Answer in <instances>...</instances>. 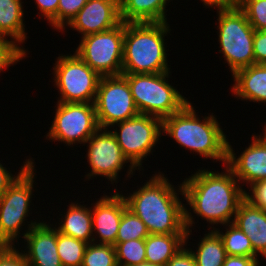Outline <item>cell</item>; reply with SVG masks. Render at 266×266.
Listing matches in <instances>:
<instances>
[{
	"mask_svg": "<svg viewBox=\"0 0 266 266\" xmlns=\"http://www.w3.org/2000/svg\"><path fill=\"white\" fill-rule=\"evenodd\" d=\"M221 173L198 169L194 174L184 179L182 184L185 203V226L192 231L195 224L193 213L205 219L211 225L233 223L241 201L245 198L246 190L242 189L238 179L225 165ZM189 205V209L186 206ZM189 209V210H188Z\"/></svg>",
	"mask_w": 266,
	"mask_h": 266,
	"instance_id": "obj_1",
	"label": "cell"
},
{
	"mask_svg": "<svg viewBox=\"0 0 266 266\" xmlns=\"http://www.w3.org/2000/svg\"><path fill=\"white\" fill-rule=\"evenodd\" d=\"M175 188L163 173L156 172L142 187L124 196L128 209L141 219L150 234H186L182 184Z\"/></svg>",
	"mask_w": 266,
	"mask_h": 266,
	"instance_id": "obj_2",
	"label": "cell"
},
{
	"mask_svg": "<svg viewBox=\"0 0 266 266\" xmlns=\"http://www.w3.org/2000/svg\"><path fill=\"white\" fill-rule=\"evenodd\" d=\"M190 101L178 112L162 120V134L181 147L201 157L227 163V142L223 129L214 113L202 118ZM227 138V139H226Z\"/></svg>",
	"mask_w": 266,
	"mask_h": 266,
	"instance_id": "obj_3",
	"label": "cell"
},
{
	"mask_svg": "<svg viewBox=\"0 0 266 266\" xmlns=\"http://www.w3.org/2000/svg\"><path fill=\"white\" fill-rule=\"evenodd\" d=\"M168 22L124 23L122 74L170 72L165 36Z\"/></svg>",
	"mask_w": 266,
	"mask_h": 266,
	"instance_id": "obj_4",
	"label": "cell"
},
{
	"mask_svg": "<svg viewBox=\"0 0 266 266\" xmlns=\"http://www.w3.org/2000/svg\"><path fill=\"white\" fill-rule=\"evenodd\" d=\"M170 73L122 74L129 83L135 106L140 114L163 120L180 111L189 102L177 88L168 83Z\"/></svg>",
	"mask_w": 266,
	"mask_h": 266,
	"instance_id": "obj_5",
	"label": "cell"
},
{
	"mask_svg": "<svg viewBox=\"0 0 266 266\" xmlns=\"http://www.w3.org/2000/svg\"><path fill=\"white\" fill-rule=\"evenodd\" d=\"M218 42L232 75L254 64V28L236 3L217 10Z\"/></svg>",
	"mask_w": 266,
	"mask_h": 266,
	"instance_id": "obj_6",
	"label": "cell"
},
{
	"mask_svg": "<svg viewBox=\"0 0 266 266\" xmlns=\"http://www.w3.org/2000/svg\"><path fill=\"white\" fill-rule=\"evenodd\" d=\"M35 164L32 163L18 179L0 195V246H16L22 226L26 225L34 190ZM21 229V230H20ZM17 241H16V240Z\"/></svg>",
	"mask_w": 266,
	"mask_h": 266,
	"instance_id": "obj_7",
	"label": "cell"
},
{
	"mask_svg": "<svg viewBox=\"0 0 266 266\" xmlns=\"http://www.w3.org/2000/svg\"><path fill=\"white\" fill-rule=\"evenodd\" d=\"M53 68V82L61 96L57 102L94 103L101 76L75 52L59 55Z\"/></svg>",
	"mask_w": 266,
	"mask_h": 266,
	"instance_id": "obj_8",
	"label": "cell"
},
{
	"mask_svg": "<svg viewBox=\"0 0 266 266\" xmlns=\"http://www.w3.org/2000/svg\"><path fill=\"white\" fill-rule=\"evenodd\" d=\"M115 126L116 129L111 128L110 131L115 136L122 153L139 171H142L143 160L153 153V148L163 136L162 119L139 113L111 127Z\"/></svg>",
	"mask_w": 266,
	"mask_h": 266,
	"instance_id": "obj_9",
	"label": "cell"
},
{
	"mask_svg": "<svg viewBox=\"0 0 266 266\" xmlns=\"http://www.w3.org/2000/svg\"><path fill=\"white\" fill-rule=\"evenodd\" d=\"M80 41L75 53L101 77L122 75L124 22Z\"/></svg>",
	"mask_w": 266,
	"mask_h": 266,
	"instance_id": "obj_10",
	"label": "cell"
},
{
	"mask_svg": "<svg viewBox=\"0 0 266 266\" xmlns=\"http://www.w3.org/2000/svg\"><path fill=\"white\" fill-rule=\"evenodd\" d=\"M56 105L46 139L72 147L75 143L85 144L99 129L94 103L57 102Z\"/></svg>",
	"mask_w": 266,
	"mask_h": 266,
	"instance_id": "obj_11",
	"label": "cell"
},
{
	"mask_svg": "<svg viewBox=\"0 0 266 266\" xmlns=\"http://www.w3.org/2000/svg\"><path fill=\"white\" fill-rule=\"evenodd\" d=\"M99 128L112 125L139 114L127 79L123 75L102 76L94 101Z\"/></svg>",
	"mask_w": 266,
	"mask_h": 266,
	"instance_id": "obj_12",
	"label": "cell"
},
{
	"mask_svg": "<svg viewBox=\"0 0 266 266\" xmlns=\"http://www.w3.org/2000/svg\"><path fill=\"white\" fill-rule=\"evenodd\" d=\"M87 162H89L90 173L85 178L106 177L110 184L118 183L119 173L124 165L129 162L127 178L133 176V172L138 170L129 159L122 153V150L115 136L108 129L99 128L92 136L88 138ZM132 175V176H131Z\"/></svg>",
	"mask_w": 266,
	"mask_h": 266,
	"instance_id": "obj_13",
	"label": "cell"
},
{
	"mask_svg": "<svg viewBox=\"0 0 266 266\" xmlns=\"http://www.w3.org/2000/svg\"><path fill=\"white\" fill-rule=\"evenodd\" d=\"M27 225L25 232L22 231V239L25 243L27 242L24 243L27 246L25 251L21 250V252H23L28 266H63L57 252L56 224L53 227L42 219V222L31 220V222H27Z\"/></svg>",
	"mask_w": 266,
	"mask_h": 266,
	"instance_id": "obj_14",
	"label": "cell"
},
{
	"mask_svg": "<svg viewBox=\"0 0 266 266\" xmlns=\"http://www.w3.org/2000/svg\"><path fill=\"white\" fill-rule=\"evenodd\" d=\"M114 192L91 204L94 243L115 245L121 217L128 207L123 193Z\"/></svg>",
	"mask_w": 266,
	"mask_h": 266,
	"instance_id": "obj_15",
	"label": "cell"
},
{
	"mask_svg": "<svg viewBox=\"0 0 266 266\" xmlns=\"http://www.w3.org/2000/svg\"><path fill=\"white\" fill-rule=\"evenodd\" d=\"M120 23L119 0H88L66 26L84 37L111 30Z\"/></svg>",
	"mask_w": 266,
	"mask_h": 266,
	"instance_id": "obj_16",
	"label": "cell"
},
{
	"mask_svg": "<svg viewBox=\"0 0 266 266\" xmlns=\"http://www.w3.org/2000/svg\"><path fill=\"white\" fill-rule=\"evenodd\" d=\"M251 138V143L238 157L228 141L226 163L238 181L249 187L266 180V146L254 135Z\"/></svg>",
	"mask_w": 266,
	"mask_h": 266,
	"instance_id": "obj_17",
	"label": "cell"
},
{
	"mask_svg": "<svg viewBox=\"0 0 266 266\" xmlns=\"http://www.w3.org/2000/svg\"><path fill=\"white\" fill-rule=\"evenodd\" d=\"M233 224L250 239L254 253L266 259V210L245 197L238 206Z\"/></svg>",
	"mask_w": 266,
	"mask_h": 266,
	"instance_id": "obj_18",
	"label": "cell"
},
{
	"mask_svg": "<svg viewBox=\"0 0 266 266\" xmlns=\"http://www.w3.org/2000/svg\"><path fill=\"white\" fill-rule=\"evenodd\" d=\"M232 94L241 100L266 102V64H253L237 70L233 75Z\"/></svg>",
	"mask_w": 266,
	"mask_h": 266,
	"instance_id": "obj_19",
	"label": "cell"
},
{
	"mask_svg": "<svg viewBox=\"0 0 266 266\" xmlns=\"http://www.w3.org/2000/svg\"><path fill=\"white\" fill-rule=\"evenodd\" d=\"M170 2V0H119L121 22H167L166 5Z\"/></svg>",
	"mask_w": 266,
	"mask_h": 266,
	"instance_id": "obj_20",
	"label": "cell"
},
{
	"mask_svg": "<svg viewBox=\"0 0 266 266\" xmlns=\"http://www.w3.org/2000/svg\"><path fill=\"white\" fill-rule=\"evenodd\" d=\"M67 212L60 219L56 228L62 234L74 237L86 243L93 241L92 213L91 207L72 202L67 207Z\"/></svg>",
	"mask_w": 266,
	"mask_h": 266,
	"instance_id": "obj_21",
	"label": "cell"
},
{
	"mask_svg": "<svg viewBox=\"0 0 266 266\" xmlns=\"http://www.w3.org/2000/svg\"><path fill=\"white\" fill-rule=\"evenodd\" d=\"M186 234H149L145 238L146 262L165 266L185 245Z\"/></svg>",
	"mask_w": 266,
	"mask_h": 266,
	"instance_id": "obj_22",
	"label": "cell"
},
{
	"mask_svg": "<svg viewBox=\"0 0 266 266\" xmlns=\"http://www.w3.org/2000/svg\"><path fill=\"white\" fill-rule=\"evenodd\" d=\"M23 3L22 0H0V35L12 38L20 46L27 39Z\"/></svg>",
	"mask_w": 266,
	"mask_h": 266,
	"instance_id": "obj_23",
	"label": "cell"
},
{
	"mask_svg": "<svg viewBox=\"0 0 266 266\" xmlns=\"http://www.w3.org/2000/svg\"><path fill=\"white\" fill-rule=\"evenodd\" d=\"M201 238L194 251L190 249L197 266H222L226 259L223 241L215 230H210Z\"/></svg>",
	"mask_w": 266,
	"mask_h": 266,
	"instance_id": "obj_24",
	"label": "cell"
},
{
	"mask_svg": "<svg viewBox=\"0 0 266 266\" xmlns=\"http://www.w3.org/2000/svg\"><path fill=\"white\" fill-rule=\"evenodd\" d=\"M227 227V228H226ZM225 233L213 228L221 237L226 254L230 256L254 257L258 262L260 258L254 253L250 239L235 224H226Z\"/></svg>",
	"mask_w": 266,
	"mask_h": 266,
	"instance_id": "obj_25",
	"label": "cell"
},
{
	"mask_svg": "<svg viewBox=\"0 0 266 266\" xmlns=\"http://www.w3.org/2000/svg\"><path fill=\"white\" fill-rule=\"evenodd\" d=\"M87 245L57 231V252L63 266H81Z\"/></svg>",
	"mask_w": 266,
	"mask_h": 266,
	"instance_id": "obj_26",
	"label": "cell"
},
{
	"mask_svg": "<svg viewBox=\"0 0 266 266\" xmlns=\"http://www.w3.org/2000/svg\"><path fill=\"white\" fill-rule=\"evenodd\" d=\"M149 234L146 225L141 219L127 208L121 217L115 243L145 239Z\"/></svg>",
	"mask_w": 266,
	"mask_h": 266,
	"instance_id": "obj_27",
	"label": "cell"
},
{
	"mask_svg": "<svg viewBox=\"0 0 266 266\" xmlns=\"http://www.w3.org/2000/svg\"><path fill=\"white\" fill-rule=\"evenodd\" d=\"M118 266H130L146 262L145 239L115 243Z\"/></svg>",
	"mask_w": 266,
	"mask_h": 266,
	"instance_id": "obj_28",
	"label": "cell"
},
{
	"mask_svg": "<svg viewBox=\"0 0 266 266\" xmlns=\"http://www.w3.org/2000/svg\"><path fill=\"white\" fill-rule=\"evenodd\" d=\"M81 266H118L115 247L109 244L89 243Z\"/></svg>",
	"mask_w": 266,
	"mask_h": 266,
	"instance_id": "obj_29",
	"label": "cell"
},
{
	"mask_svg": "<svg viewBox=\"0 0 266 266\" xmlns=\"http://www.w3.org/2000/svg\"><path fill=\"white\" fill-rule=\"evenodd\" d=\"M254 30H266V0H235Z\"/></svg>",
	"mask_w": 266,
	"mask_h": 266,
	"instance_id": "obj_30",
	"label": "cell"
},
{
	"mask_svg": "<svg viewBox=\"0 0 266 266\" xmlns=\"http://www.w3.org/2000/svg\"><path fill=\"white\" fill-rule=\"evenodd\" d=\"M9 37L0 35V73L12 64H18L28 54L23 46H19ZM27 52V53H26Z\"/></svg>",
	"mask_w": 266,
	"mask_h": 266,
	"instance_id": "obj_31",
	"label": "cell"
},
{
	"mask_svg": "<svg viewBox=\"0 0 266 266\" xmlns=\"http://www.w3.org/2000/svg\"><path fill=\"white\" fill-rule=\"evenodd\" d=\"M88 0H59L57 9V31L66 29V25L81 10Z\"/></svg>",
	"mask_w": 266,
	"mask_h": 266,
	"instance_id": "obj_32",
	"label": "cell"
},
{
	"mask_svg": "<svg viewBox=\"0 0 266 266\" xmlns=\"http://www.w3.org/2000/svg\"><path fill=\"white\" fill-rule=\"evenodd\" d=\"M0 266H28L23 252L15 246H0Z\"/></svg>",
	"mask_w": 266,
	"mask_h": 266,
	"instance_id": "obj_33",
	"label": "cell"
},
{
	"mask_svg": "<svg viewBox=\"0 0 266 266\" xmlns=\"http://www.w3.org/2000/svg\"><path fill=\"white\" fill-rule=\"evenodd\" d=\"M191 233L192 231H186L185 245L179 249V251L167 262L165 266H197L190 248L186 247L189 238H191L189 237Z\"/></svg>",
	"mask_w": 266,
	"mask_h": 266,
	"instance_id": "obj_34",
	"label": "cell"
},
{
	"mask_svg": "<svg viewBox=\"0 0 266 266\" xmlns=\"http://www.w3.org/2000/svg\"><path fill=\"white\" fill-rule=\"evenodd\" d=\"M35 4L37 5V9L41 16L45 17L48 20L49 24L52 28L57 30V9L59 0H34Z\"/></svg>",
	"mask_w": 266,
	"mask_h": 266,
	"instance_id": "obj_35",
	"label": "cell"
},
{
	"mask_svg": "<svg viewBox=\"0 0 266 266\" xmlns=\"http://www.w3.org/2000/svg\"><path fill=\"white\" fill-rule=\"evenodd\" d=\"M1 162V161H0ZM21 166L18 174L15 176L0 163V195H2L17 179L18 177L32 164L34 159H26Z\"/></svg>",
	"mask_w": 266,
	"mask_h": 266,
	"instance_id": "obj_36",
	"label": "cell"
},
{
	"mask_svg": "<svg viewBox=\"0 0 266 266\" xmlns=\"http://www.w3.org/2000/svg\"><path fill=\"white\" fill-rule=\"evenodd\" d=\"M253 49L254 64H266V30H255Z\"/></svg>",
	"mask_w": 266,
	"mask_h": 266,
	"instance_id": "obj_37",
	"label": "cell"
},
{
	"mask_svg": "<svg viewBox=\"0 0 266 266\" xmlns=\"http://www.w3.org/2000/svg\"><path fill=\"white\" fill-rule=\"evenodd\" d=\"M248 189L251 192L246 191L245 197L255 206L266 210V180L260 181Z\"/></svg>",
	"mask_w": 266,
	"mask_h": 266,
	"instance_id": "obj_38",
	"label": "cell"
},
{
	"mask_svg": "<svg viewBox=\"0 0 266 266\" xmlns=\"http://www.w3.org/2000/svg\"><path fill=\"white\" fill-rule=\"evenodd\" d=\"M259 262L254 257L230 256L227 255L222 266H259Z\"/></svg>",
	"mask_w": 266,
	"mask_h": 266,
	"instance_id": "obj_39",
	"label": "cell"
},
{
	"mask_svg": "<svg viewBox=\"0 0 266 266\" xmlns=\"http://www.w3.org/2000/svg\"><path fill=\"white\" fill-rule=\"evenodd\" d=\"M203 2V6L205 5L207 8L212 7L216 9L226 8L235 3V0H201Z\"/></svg>",
	"mask_w": 266,
	"mask_h": 266,
	"instance_id": "obj_40",
	"label": "cell"
},
{
	"mask_svg": "<svg viewBox=\"0 0 266 266\" xmlns=\"http://www.w3.org/2000/svg\"><path fill=\"white\" fill-rule=\"evenodd\" d=\"M263 145H265L266 146V123H265V125H264V127H263V133L262 134H260V135H255V134H253ZM263 135V136H262Z\"/></svg>",
	"mask_w": 266,
	"mask_h": 266,
	"instance_id": "obj_41",
	"label": "cell"
},
{
	"mask_svg": "<svg viewBox=\"0 0 266 266\" xmlns=\"http://www.w3.org/2000/svg\"><path fill=\"white\" fill-rule=\"evenodd\" d=\"M130 266H160V265H157V264H151L149 262H143L141 264H136V265H130Z\"/></svg>",
	"mask_w": 266,
	"mask_h": 266,
	"instance_id": "obj_42",
	"label": "cell"
}]
</instances>
